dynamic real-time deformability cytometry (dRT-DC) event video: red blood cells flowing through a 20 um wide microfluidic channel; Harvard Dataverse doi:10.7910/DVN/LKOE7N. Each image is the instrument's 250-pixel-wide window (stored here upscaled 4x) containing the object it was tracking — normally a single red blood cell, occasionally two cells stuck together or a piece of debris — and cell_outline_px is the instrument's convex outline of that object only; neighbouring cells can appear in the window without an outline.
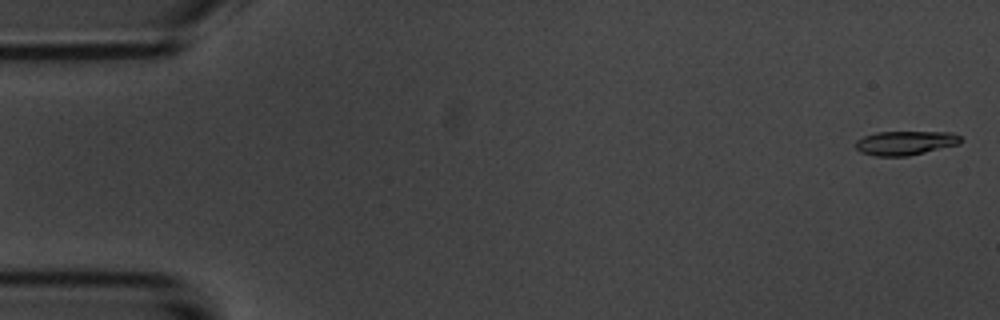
{"species": "common noctule bat (a hibernating species)", "species_latin": "Nyctalus noctula", "temperature_condition": "room temperature", "stored_images_in_passage": 5, "camera_frame_rate_fps": 3000, "um_per_image_px": 0.085, "animal": {"sex": "male", "body_mass_g": 20.1, "forearm_length_mm": 53.5}, "frame": {"image": 1, "passage_image": 1, "time_ms": 0.0, "image_size_px": [1000, 320], "cell_outline_px": [[964, 140], [960, 144], [908, 156], [876, 156], [860, 152], [856, 148], [856, 140], [864, 136], [876, 132], [952, 132], [960, 136]], "centroid_in_image_um": [76.98, 12.15], "position_along_channel_um": 8.0, "area_um2": 14.85}}
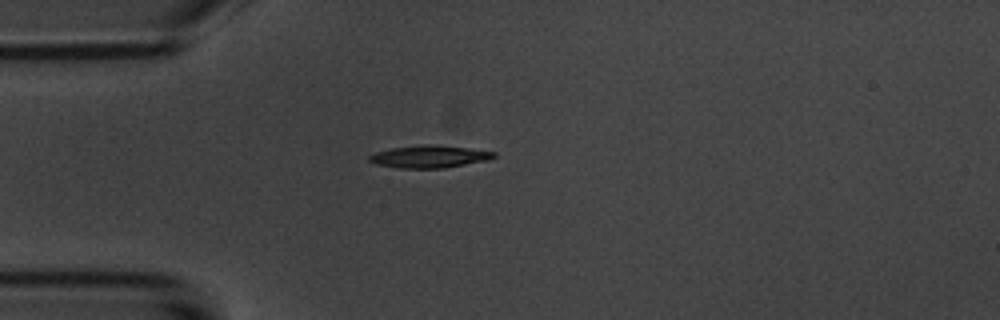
{"frame": {"image": 2, "passage_image": 4, "time_ms": 4.333, "image_size_px": [1000, 320], "cell_outline_px": [[496, 156], [488, 160], [444, 168], [396, 168], [376, 164], [368, 160], [368, 156], [376, 152], [392, 148], [464, 148], [496, 152]], "centroid_in_image_um": [36.47, 13.38], "position_along_channel_um": 48.5, "area_um2": 14.97}}